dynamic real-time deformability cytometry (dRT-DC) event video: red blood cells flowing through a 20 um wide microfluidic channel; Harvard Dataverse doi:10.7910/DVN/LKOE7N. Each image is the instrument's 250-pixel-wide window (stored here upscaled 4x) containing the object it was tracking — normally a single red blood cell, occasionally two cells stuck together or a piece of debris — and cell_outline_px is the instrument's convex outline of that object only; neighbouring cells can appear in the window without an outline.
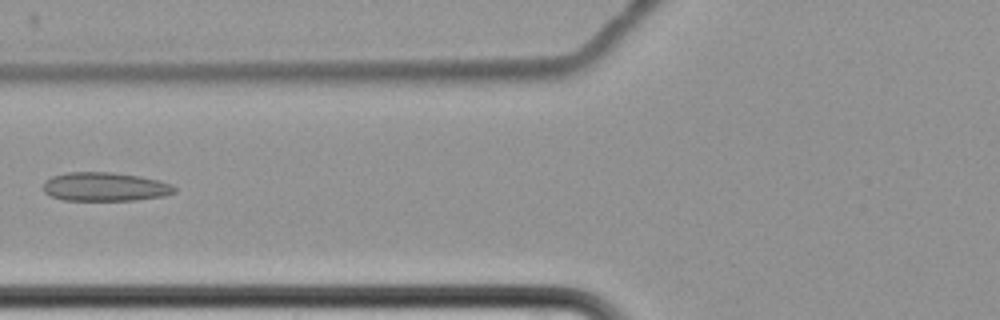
{"species": "common noctule bat (a hibernating species)", "species_latin": "Nyctalus noctula", "temperature_condition": "cold", "stored_images_in_passage": 8, "camera_frame_rate_fps": 3000, "um_per_image_px": 0.085, "animal": {"sex": "female", "body_mass_g": 22.7, "forearm_length_mm": 54.2}, "frame": {"image": 1, "passage_image": 7, "time_ms": 8.333, "image_size_px": [1000, 320], "cell_outline_px": [[176, 192], [164, 196], [136, 200], [64, 200], [52, 196], [44, 192], [44, 180], [52, 176], [68, 172], [112, 172], [140, 176], [160, 180], [172, 184], [176, 188]], "centroid_in_image_um": [8.95, 15.87], "position_along_channel_um": 116.8, "area_um2": 22.14}}
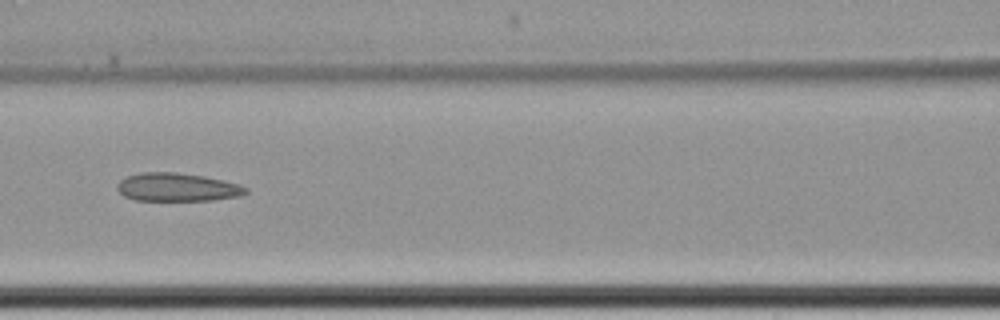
{"frame": {"image": 2, "passage_image": 8, "time_ms": 9.333, "image_size_px": [1000, 320], "cell_outline_px": [[248, 192], [240, 196], [212, 200], [136, 200], [124, 196], [116, 188], [116, 184], [120, 180], [128, 176], [140, 172], [176, 172], [204, 176], [224, 180], [240, 184], [248, 188]], "centroid_in_image_um": [15.08, 15.9], "position_along_channel_um": 151.5, "area_um2": 21.27}}